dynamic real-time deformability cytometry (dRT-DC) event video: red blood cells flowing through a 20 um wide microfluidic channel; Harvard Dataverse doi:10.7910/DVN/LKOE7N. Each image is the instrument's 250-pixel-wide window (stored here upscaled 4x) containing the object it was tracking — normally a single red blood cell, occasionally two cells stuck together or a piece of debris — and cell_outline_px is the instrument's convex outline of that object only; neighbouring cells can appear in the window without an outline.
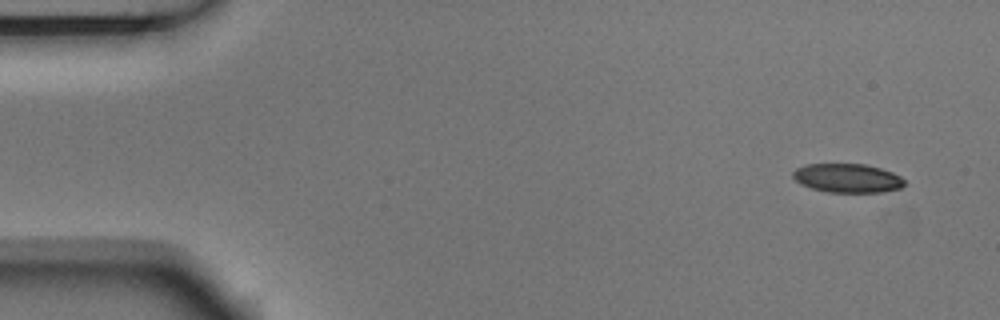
{"species": "Egyptian fruit bat (a non-hibernating species)", "species_latin": "Rousettus aegyptiacus", "temperature_condition": "room temperature", "stored_images_in_passage": 6, "camera_frame_rate_fps": 3000, "um_per_image_px": 0.085, "animal": {"sex": "male"}, "frame": {"image": 1, "passage_image": 1, "time_ms": 0.0, "image_size_px": [1000, 320], "cell_outline_px": [[904, 184], [900, 188], [884, 192], [828, 192], [812, 188], [800, 184], [792, 176], [792, 172], [796, 168], [808, 164], [864, 164], [880, 168], [892, 172], [900, 176], [904, 180]], "centroid_in_image_um": [72.02, 15.14], "position_along_channel_um": 13.0, "area_um2": 18.73}}
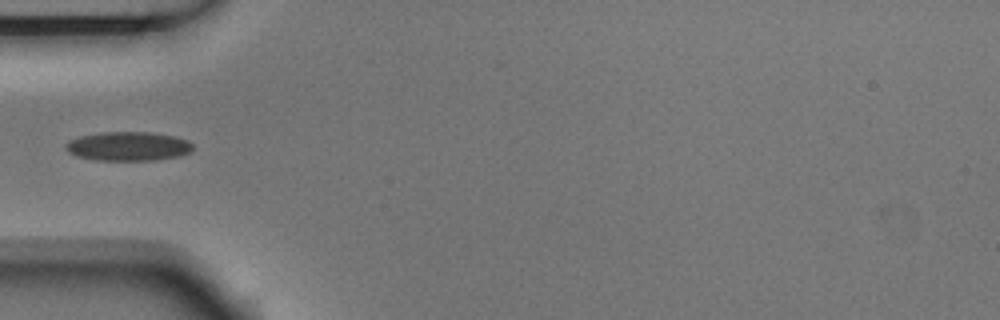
{"frame": {"image": 2, "passage_image": 5, "time_ms": 1.333, "image_size_px": [1000, 320], "cell_outline_px": [[192, 148], [188, 152], [180, 156], [156, 160], [96, 160], [76, 156], [68, 152], [64, 148], [64, 144], [68, 140], [80, 136], [100, 132], [152, 132], [176, 136], [188, 140], [192, 144]], "centroid_in_image_um": [10.86, 12.42], "position_along_channel_um": 74.1, "area_um2": 21.73}}
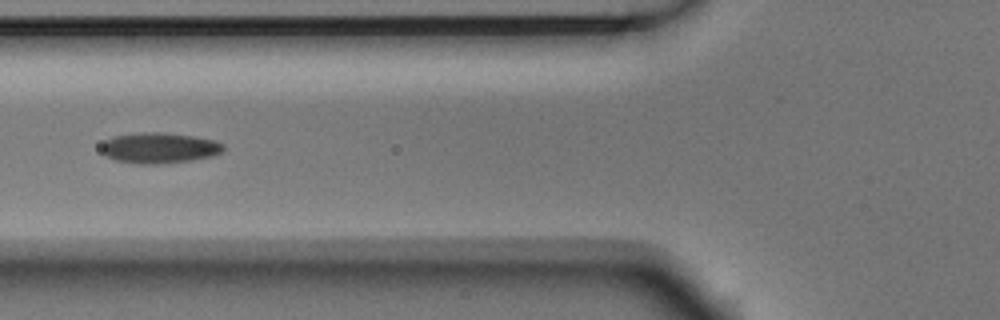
{"frame": {"image": 3, "passage_image": 6, "time_ms": 1.667, "image_size_px": [1000, 320], "cell_outline_px": [[224, 148], [220, 152], [212, 156], [192, 160], [156, 164], [140, 164], [116, 160], [104, 156], [100, 148], [104, 140], [112, 136], [140, 132], [164, 132], [196, 136], [216, 140], [224, 144]], "centroid_in_image_um": [13.51, 12.56], "position_along_channel_um": 112.3, "area_um2": 22.08}}